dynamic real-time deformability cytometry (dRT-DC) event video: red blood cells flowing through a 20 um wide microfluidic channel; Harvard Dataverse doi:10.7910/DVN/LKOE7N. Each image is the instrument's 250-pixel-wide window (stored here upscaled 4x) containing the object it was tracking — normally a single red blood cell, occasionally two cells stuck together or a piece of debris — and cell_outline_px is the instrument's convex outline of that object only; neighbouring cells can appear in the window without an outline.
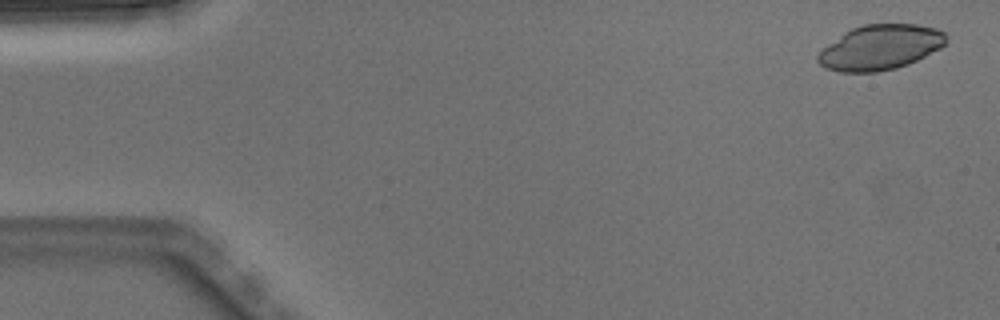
{"species": "Egyptian fruit bat (a non-hibernating species)", "species_latin": "Rousettus aegyptiacus", "temperature_condition": "warm", "stored_images_in_passage": 4, "camera_frame_rate_fps": 3000, "um_per_image_px": 0.085, "animal": {"sex": "male"}, "frame": {"image": 1, "passage_image": 1, "time_ms": 0.0, "image_size_px": [1000, 320], "cell_outline_px": [[948, 40], [940, 48], [908, 64], [896, 68], [876, 72], [840, 72], [828, 68], [820, 64], [816, 60], [816, 56], [820, 48], [844, 32], [852, 28], [864, 24], [916, 24], [936, 28], [944, 32], [948, 36]], "centroid_in_image_um": [74.79, 4.02], "position_along_channel_um": 10.2, "area_um2": 33.81}}